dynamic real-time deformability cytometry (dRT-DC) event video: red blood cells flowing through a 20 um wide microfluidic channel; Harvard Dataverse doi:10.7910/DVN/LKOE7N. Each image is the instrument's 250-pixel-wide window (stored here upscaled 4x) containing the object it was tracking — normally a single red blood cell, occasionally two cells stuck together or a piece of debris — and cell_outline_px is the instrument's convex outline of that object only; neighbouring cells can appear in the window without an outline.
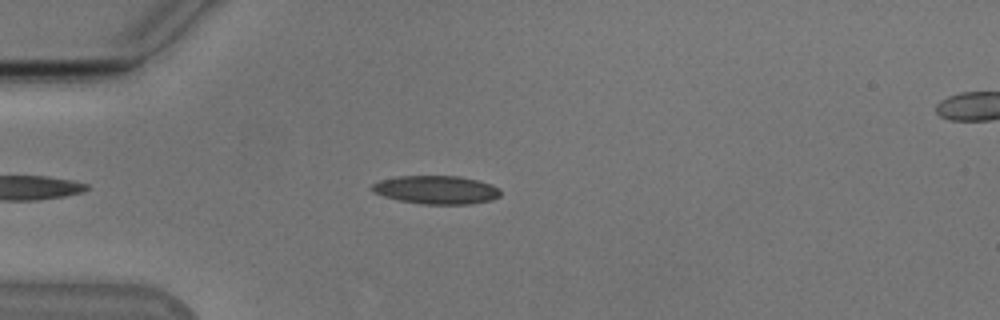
{"species": "Egyptian fruit bat (a non-hibernating species)", "species_latin": "Rousettus aegyptiacus", "temperature_condition": "cold", "stored_images_in_passage": 43, "camera_frame_rate_fps": 3000, "um_per_image_px": 0.085, "animal": {"sex": "male"}, "frame": {"image": 1, "passage_image": 7, "time_ms": 2.0, "image_size_px": [1000, 320], "cell_outline_px": [[500, 196], [492, 200], [472, 204], [420, 204], [400, 200], [384, 196], [372, 192], [368, 188], [372, 184], [380, 180], [396, 176], [460, 176], [492, 184], [500, 188]], "centroid_in_image_um": [37.07, 16.13], "position_along_channel_um": 47.9, "area_um2": 21.44}}
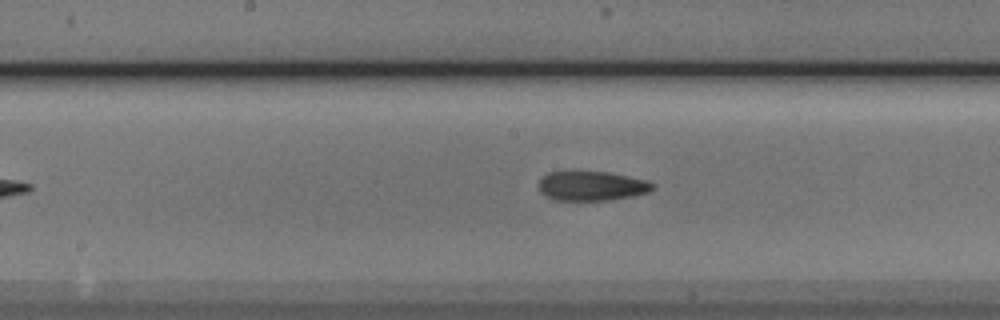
{"frame": {"image": 2, "passage_image": 20, "time_ms": 6.333, "image_size_px": [1000, 320], "cell_outline_px": [[656, 184], [648, 192], [636, 196], [612, 200], [552, 200], [540, 192], [540, 180], [548, 172], [608, 172], [648, 180]], "centroid_in_image_um": [50.34, 15.82], "position_along_channel_um": 197.9, "area_um2": 19.59}}
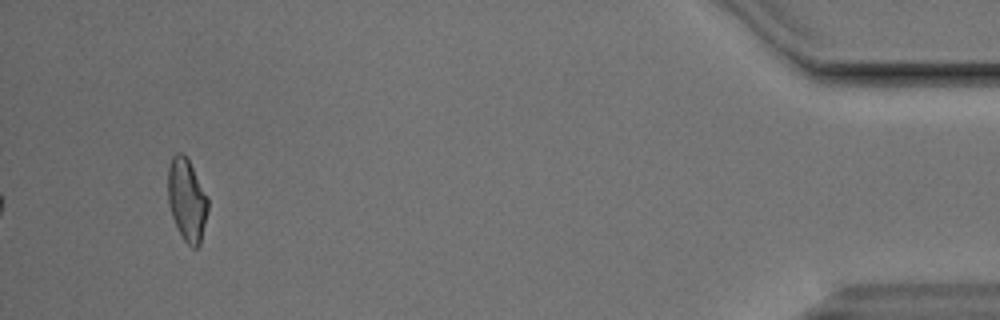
{"frame": {"image": 3, "passage_image": 43, "time_ms": 14.0, "image_size_px": [1000, 320], "cell_outline_px": [[208, 212], [200, 244], [196, 248], [192, 248], [184, 240], [172, 216], [168, 204], [168, 168], [172, 156], [176, 152], [180, 152], [188, 160], [208, 196]], "centroid_in_image_um": [15.89, 17.0], "position_along_channel_um": 419.3, "area_um2": 19.13}, "authors_computed_cell_mechanics": {"area_um2": 20.2878, "velocity_mm_per_s": 3.8469, "shape_relaxation_time_tau1_ms": null, "shape_relaxation_time_tau2_ms": 3.8143, "deformation_change_tau1": null, "deformation_change_tau2": 0.1073}}